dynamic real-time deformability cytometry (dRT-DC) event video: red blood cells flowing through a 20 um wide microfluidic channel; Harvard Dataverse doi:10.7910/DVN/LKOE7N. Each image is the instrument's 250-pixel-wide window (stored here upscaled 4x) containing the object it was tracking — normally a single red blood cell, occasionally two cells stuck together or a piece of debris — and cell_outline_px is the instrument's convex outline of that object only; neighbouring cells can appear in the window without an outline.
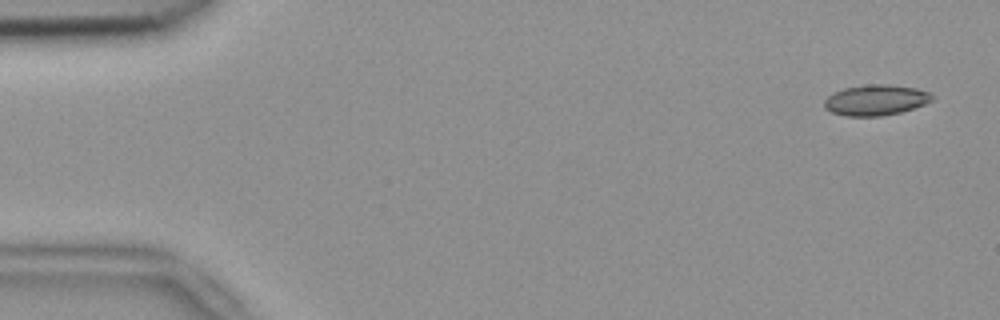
{"species": "common noctule bat (a hibernating species)", "species_latin": "Nyctalus noctula", "temperature_condition": "room temperature", "stored_images_in_passage": 5, "camera_frame_rate_fps": 3000, "um_per_image_px": 0.085, "animal": {"sex": "female", "body_mass_g": 18.4}, "frame": {"image": 1, "passage_image": 1, "time_ms": 0.0, "image_size_px": [1000, 320], "cell_outline_px": [[932, 100], [924, 104], [900, 112], [880, 116], [844, 116], [832, 112], [824, 108], [824, 100], [828, 96], [844, 88], [868, 84], [888, 84], [916, 88], [928, 92], [932, 96]], "centroid_in_image_um": [74.41, 8.5], "position_along_channel_um": 10.6, "area_um2": 19.07}}
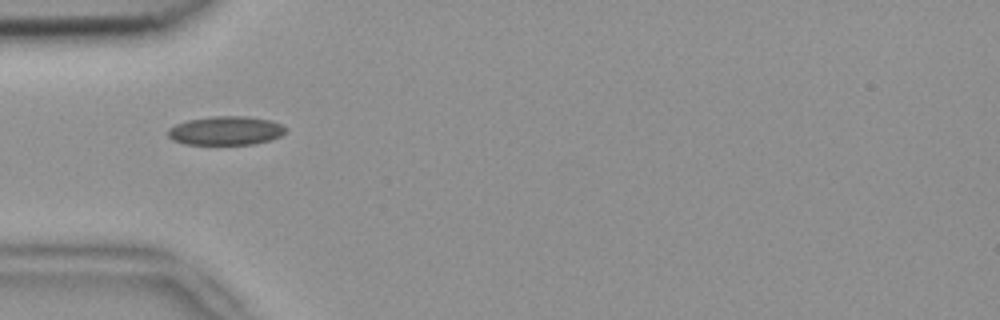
{"frame": {"image": 2, "passage_image": 5, "time_ms": 1.333, "image_size_px": [1000, 320], "cell_outline_px": [[284, 132], [280, 136], [272, 140], [256, 144], [184, 144], [172, 140], [168, 136], [168, 128], [176, 124], [188, 120], [212, 116], [248, 116], [268, 120], [280, 124], [284, 128]], "centroid_in_image_um": [19.16, 11.11], "position_along_channel_um": 65.8, "area_um2": 19.71}}